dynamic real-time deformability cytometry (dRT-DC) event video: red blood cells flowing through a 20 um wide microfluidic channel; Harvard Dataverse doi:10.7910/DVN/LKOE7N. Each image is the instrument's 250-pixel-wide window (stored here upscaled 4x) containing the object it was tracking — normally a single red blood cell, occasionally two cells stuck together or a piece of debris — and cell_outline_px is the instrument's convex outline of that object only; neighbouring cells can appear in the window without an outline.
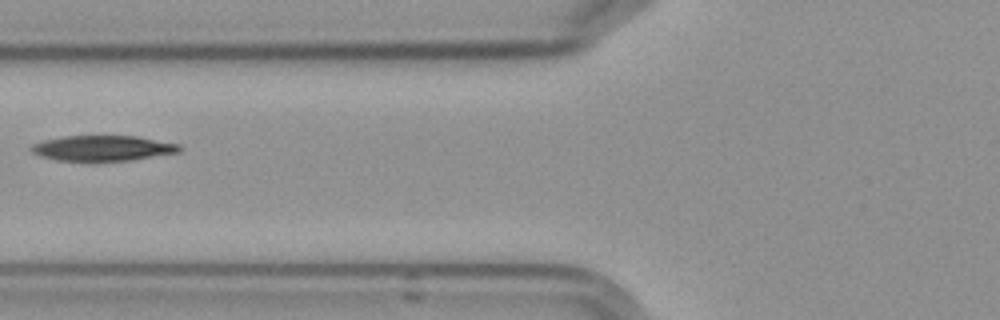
{"species": "Egyptian fruit bat (a non-hibernating species)", "species_latin": "Rousettus aegyptiacus", "temperature_condition": "cold", "stored_images_in_passage": 10, "camera_frame_rate_fps": 3000, "um_per_image_px": 0.085, "frame": {"image": 1, "passage_image": 9, "time_ms": 10.333, "image_size_px": [1000, 320], "cell_outline_px": [[184, 148], [180, 152], [132, 160], [56, 160], [32, 152], [28, 148], [32, 144], [44, 140], [64, 136], [136, 136], [180, 144]], "centroid_in_image_um": [8.78, 12.58], "position_along_channel_um": 117.0, "area_um2": 21.73}}
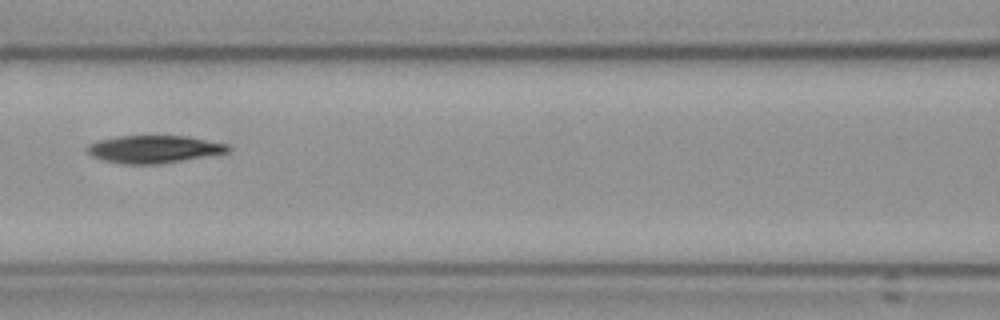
{"frame": {"image": 2, "passage_image": 10, "time_ms": 11.333, "image_size_px": [1000, 320], "cell_outline_px": [[232, 148], [228, 152], [156, 164], [128, 164], [104, 160], [92, 156], [84, 148], [88, 144], [96, 140], [120, 136], [188, 136], [228, 144]], "centroid_in_image_um": [13.05, 12.66], "position_along_channel_um": 153.5, "area_um2": 22.43}}